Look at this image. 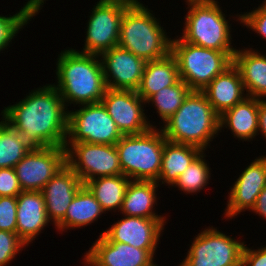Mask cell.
<instances>
[{
    "instance_id": "6da1fadb",
    "label": "cell",
    "mask_w": 266,
    "mask_h": 266,
    "mask_svg": "<svg viewBox=\"0 0 266 266\" xmlns=\"http://www.w3.org/2000/svg\"><path fill=\"white\" fill-rule=\"evenodd\" d=\"M40 87L4 107L1 118L32 147H65L69 110L53 84Z\"/></svg>"
},
{
    "instance_id": "7a4b0ae2",
    "label": "cell",
    "mask_w": 266,
    "mask_h": 266,
    "mask_svg": "<svg viewBox=\"0 0 266 266\" xmlns=\"http://www.w3.org/2000/svg\"><path fill=\"white\" fill-rule=\"evenodd\" d=\"M56 63V82L66 108L102 101L107 89L99 55L61 50Z\"/></svg>"
},
{
    "instance_id": "3957f363",
    "label": "cell",
    "mask_w": 266,
    "mask_h": 266,
    "mask_svg": "<svg viewBox=\"0 0 266 266\" xmlns=\"http://www.w3.org/2000/svg\"><path fill=\"white\" fill-rule=\"evenodd\" d=\"M219 118L202 91H191L181 107L159 127L167 141L207 151L220 132Z\"/></svg>"
},
{
    "instance_id": "277c9868",
    "label": "cell",
    "mask_w": 266,
    "mask_h": 266,
    "mask_svg": "<svg viewBox=\"0 0 266 266\" xmlns=\"http://www.w3.org/2000/svg\"><path fill=\"white\" fill-rule=\"evenodd\" d=\"M142 1L134 0L125 10L118 46L146 60H158L171 53L172 39L155 14Z\"/></svg>"
},
{
    "instance_id": "5b68a950",
    "label": "cell",
    "mask_w": 266,
    "mask_h": 266,
    "mask_svg": "<svg viewBox=\"0 0 266 266\" xmlns=\"http://www.w3.org/2000/svg\"><path fill=\"white\" fill-rule=\"evenodd\" d=\"M189 9L184 16L181 39L203 48L236 52L232 46L230 21L226 20L216 0H186Z\"/></svg>"
},
{
    "instance_id": "8992f818",
    "label": "cell",
    "mask_w": 266,
    "mask_h": 266,
    "mask_svg": "<svg viewBox=\"0 0 266 266\" xmlns=\"http://www.w3.org/2000/svg\"><path fill=\"white\" fill-rule=\"evenodd\" d=\"M156 128L139 135H123L115 144L122 173L127 178L158 181L166 138Z\"/></svg>"
},
{
    "instance_id": "52a82bcc",
    "label": "cell",
    "mask_w": 266,
    "mask_h": 266,
    "mask_svg": "<svg viewBox=\"0 0 266 266\" xmlns=\"http://www.w3.org/2000/svg\"><path fill=\"white\" fill-rule=\"evenodd\" d=\"M172 39L171 54L175 57L179 78L192 91H202L216 76L233 64L235 52H221Z\"/></svg>"
},
{
    "instance_id": "ba28073f",
    "label": "cell",
    "mask_w": 266,
    "mask_h": 266,
    "mask_svg": "<svg viewBox=\"0 0 266 266\" xmlns=\"http://www.w3.org/2000/svg\"><path fill=\"white\" fill-rule=\"evenodd\" d=\"M246 243L207 227L201 230L189 247L181 266H241Z\"/></svg>"
},
{
    "instance_id": "9c48e42d",
    "label": "cell",
    "mask_w": 266,
    "mask_h": 266,
    "mask_svg": "<svg viewBox=\"0 0 266 266\" xmlns=\"http://www.w3.org/2000/svg\"><path fill=\"white\" fill-rule=\"evenodd\" d=\"M134 0H98L92 8L80 53L100 55L118 46L121 21Z\"/></svg>"
},
{
    "instance_id": "30bf717a",
    "label": "cell",
    "mask_w": 266,
    "mask_h": 266,
    "mask_svg": "<svg viewBox=\"0 0 266 266\" xmlns=\"http://www.w3.org/2000/svg\"><path fill=\"white\" fill-rule=\"evenodd\" d=\"M68 111L66 143L87 142L115 145L122 134L102 102L78 106Z\"/></svg>"
},
{
    "instance_id": "8fae6325",
    "label": "cell",
    "mask_w": 266,
    "mask_h": 266,
    "mask_svg": "<svg viewBox=\"0 0 266 266\" xmlns=\"http://www.w3.org/2000/svg\"><path fill=\"white\" fill-rule=\"evenodd\" d=\"M66 164L85 184L105 176L122 175L115 145L87 142L65 143Z\"/></svg>"
},
{
    "instance_id": "7c38bea8",
    "label": "cell",
    "mask_w": 266,
    "mask_h": 266,
    "mask_svg": "<svg viewBox=\"0 0 266 266\" xmlns=\"http://www.w3.org/2000/svg\"><path fill=\"white\" fill-rule=\"evenodd\" d=\"M65 165V147H33L14 169L22 191H41Z\"/></svg>"
},
{
    "instance_id": "4fadbf2b",
    "label": "cell",
    "mask_w": 266,
    "mask_h": 266,
    "mask_svg": "<svg viewBox=\"0 0 266 266\" xmlns=\"http://www.w3.org/2000/svg\"><path fill=\"white\" fill-rule=\"evenodd\" d=\"M101 102L122 135H139L156 127L148 120L146 102L137 91L107 88Z\"/></svg>"
},
{
    "instance_id": "5bb4252c",
    "label": "cell",
    "mask_w": 266,
    "mask_h": 266,
    "mask_svg": "<svg viewBox=\"0 0 266 266\" xmlns=\"http://www.w3.org/2000/svg\"><path fill=\"white\" fill-rule=\"evenodd\" d=\"M106 87L114 90L137 91L147 61L119 46L99 55Z\"/></svg>"
},
{
    "instance_id": "9a60e30c",
    "label": "cell",
    "mask_w": 266,
    "mask_h": 266,
    "mask_svg": "<svg viewBox=\"0 0 266 266\" xmlns=\"http://www.w3.org/2000/svg\"><path fill=\"white\" fill-rule=\"evenodd\" d=\"M241 172L233 187L230 186L231 190L228 193V201L224 211L226 220L254 208L258 195L266 186V155L256 157Z\"/></svg>"
},
{
    "instance_id": "2e32d148",
    "label": "cell",
    "mask_w": 266,
    "mask_h": 266,
    "mask_svg": "<svg viewBox=\"0 0 266 266\" xmlns=\"http://www.w3.org/2000/svg\"><path fill=\"white\" fill-rule=\"evenodd\" d=\"M157 249H139L127 243L99 238L84 253V266H148Z\"/></svg>"
},
{
    "instance_id": "e0dca14e",
    "label": "cell",
    "mask_w": 266,
    "mask_h": 266,
    "mask_svg": "<svg viewBox=\"0 0 266 266\" xmlns=\"http://www.w3.org/2000/svg\"><path fill=\"white\" fill-rule=\"evenodd\" d=\"M123 217L101 234L109 241L127 243L135 248L157 249L168 219H147L125 215Z\"/></svg>"
},
{
    "instance_id": "ac0fdd59",
    "label": "cell",
    "mask_w": 266,
    "mask_h": 266,
    "mask_svg": "<svg viewBox=\"0 0 266 266\" xmlns=\"http://www.w3.org/2000/svg\"><path fill=\"white\" fill-rule=\"evenodd\" d=\"M82 185L78 175L66 164L42 188L51 224L56 226L65 217L68 206Z\"/></svg>"
},
{
    "instance_id": "d6986e66",
    "label": "cell",
    "mask_w": 266,
    "mask_h": 266,
    "mask_svg": "<svg viewBox=\"0 0 266 266\" xmlns=\"http://www.w3.org/2000/svg\"><path fill=\"white\" fill-rule=\"evenodd\" d=\"M16 233L29 246L48 226L45 199L41 191H22L17 196Z\"/></svg>"
},
{
    "instance_id": "ffe728a7",
    "label": "cell",
    "mask_w": 266,
    "mask_h": 266,
    "mask_svg": "<svg viewBox=\"0 0 266 266\" xmlns=\"http://www.w3.org/2000/svg\"><path fill=\"white\" fill-rule=\"evenodd\" d=\"M202 92L219 116L247 97L241 74L234 64L216 76Z\"/></svg>"
},
{
    "instance_id": "44dd1931",
    "label": "cell",
    "mask_w": 266,
    "mask_h": 266,
    "mask_svg": "<svg viewBox=\"0 0 266 266\" xmlns=\"http://www.w3.org/2000/svg\"><path fill=\"white\" fill-rule=\"evenodd\" d=\"M253 48L236 49L233 64L238 68L248 97L266 98V55Z\"/></svg>"
},
{
    "instance_id": "7402d4cb",
    "label": "cell",
    "mask_w": 266,
    "mask_h": 266,
    "mask_svg": "<svg viewBox=\"0 0 266 266\" xmlns=\"http://www.w3.org/2000/svg\"><path fill=\"white\" fill-rule=\"evenodd\" d=\"M259 99L246 97L242 102L225 111L219 118L220 133L222 128L229 129L237 139L252 141L258 135Z\"/></svg>"
},
{
    "instance_id": "603a6c76",
    "label": "cell",
    "mask_w": 266,
    "mask_h": 266,
    "mask_svg": "<svg viewBox=\"0 0 266 266\" xmlns=\"http://www.w3.org/2000/svg\"><path fill=\"white\" fill-rule=\"evenodd\" d=\"M158 186L155 181L131 180L125 193L120 213L130 217L147 219H166L154 211L157 206Z\"/></svg>"
},
{
    "instance_id": "cb8c5ba5",
    "label": "cell",
    "mask_w": 266,
    "mask_h": 266,
    "mask_svg": "<svg viewBox=\"0 0 266 266\" xmlns=\"http://www.w3.org/2000/svg\"><path fill=\"white\" fill-rule=\"evenodd\" d=\"M105 213L89 188L83 184L66 210L65 217L55 226L59 232L92 225Z\"/></svg>"
},
{
    "instance_id": "d4e9b609",
    "label": "cell",
    "mask_w": 266,
    "mask_h": 266,
    "mask_svg": "<svg viewBox=\"0 0 266 266\" xmlns=\"http://www.w3.org/2000/svg\"><path fill=\"white\" fill-rule=\"evenodd\" d=\"M202 152L203 150L196 146L166 140L163 146L162 166L157 183L169 187L173 186L179 176Z\"/></svg>"
},
{
    "instance_id": "484cf974",
    "label": "cell",
    "mask_w": 266,
    "mask_h": 266,
    "mask_svg": "<svg viewBox=\"0 0 266 266\" xmlns=\"http://www.w3.org/2000/svg\"><path fill=\"white\" fill-rule=\"evenodd\" d=\"M179 79L176 59L170 53L162 59L147 61L137 93L146 102L153 94L174 85Z\"/></svg>"
},
{
    "instance_id": "4316f807",
    "label": "cell",
    "mask_w": 266,
    "mask_h": 266,
    "mask_svg": "<svg viewBox=\"0 0 266 266\" xmlns=\"http://www.w3.org/2000/svg\"><path fill=\"white\" fill-rule=\"evenodd\" d=\"M131 179L125 175L105 176L89 180L85 185L100 203L102 210L118 212Z\"/></svg>"
},
{
    "instance_id": "83f0119b",
    "label": "cell",
    "mask_w": 266,
    "mask_h": 266,
    "mask_svg": "<svg viewBox=\"0 0 266 266\" xmlns=\"http://www.w3.org/2000/svg\"><path fill=\"white\" fill-rule=\"evenodd\" d=\"M46 0H28L16 14L6 16L0 15V52L8 49L13 39L31 19L39 14ZM8 16V17H7Z\"/></svg>"
},
{
    "instance_id": "f1b7e54d",
    "label": "cell",
    "mask_w": 266,
    "mask_h": 266,
    "mask_svg": "<svg viewBox=\"0 0 266 266\" xmlns=\"http://www.w3.org/2000/svg\"><path fill=\"white\" fill-rule=\"evenodd\" d=\"M32 148L6 121H0V168H14Z\"/></svg>"
},
{
    "instance_id": "f546056e",
    "label": "cell",
    "mask_w": 266,
    "mask_h": 266,
    "mask_svg": "<svg viewBox=\"0 0 266 266\" xmlns=\"http://www.w3.org/2000/svg\"><path fill=\"white\" fill-rule=\"evenodd\" d=\"M192 90L188 85L179 79L174 85L167 86L153 94L146 104L154 105L156 113L163 123L168 120L183 104L185 98Z\"/></svg>"
},
{
    "instance_id": "4dcf8cb0",
    "label": "cell",
    "mask_w": 266,
    "mask_h": 266,
    "mask_svg": "<svg viewBox=\"0 0 266 266\" xmlns=\"http://www.w3.org/2000/svg\"><path fill=\"white\" fill-rule=\"evenodd\" d=\"M205 154L203 151L179 176L172 187H177L178 190L186 194L200 193L209 184L211 177V168L205 160Z\"/></svg>"
},
{
    "instance_id": "1f68e13d",
    "label": "cell",
    "mask_w": 266,
    "mask_h": 266,
    "mask_svg": "<svg viewBox=\"0 0 266 266\" xmlns=\"http://www.w3.org/2000/svg\"><path fill=\"white\" fill-rule=\"evenodd\" d=\"M27 245L17 233L0 230V266H7Z\"/></svg>"
},
{
    "instance_id": "d6a6232c",
    "label": "cell",
    "mask_w": 266,
    "mask_h": 266,
    "mask_svg": "<svg viewBox=\"0 0 266 266\" xmlns=\"http://www.w3.org/2000/svg\"><path fill=\"white\" fill-rule=\"evenodd\" d=\"M236 16V17H235ZM234 16V19L237 18L236 21L240 22V24H243V26H246L247 29H251L255 33L258 34V36L263 37L266 40V9L258 6L257 8H253V10L249 12H244L242 14H236Z\"/></svg>"
},
{
    "instance_id": "836d02e7",
    "label": "cell",
    "mask_w": 266,
    "mask_h": 266,
    "mask_svg": "<svg viewBox=\"0 0 266 266\" xmlns=\"http://www.w3.org/2000/svg\"><path fill=\"white\" fill-rule=\"evenodd\" d=\"M17 197H0V230L16 233Z\"/></svg>"
},
{
    "instance_id": "e575fe53",
    "label": "cell",
    "mask_w": 266,
    "mask_h": 266,
    "mask_svg": "<svg viewBox=\"0 0 266 266\" xmlns=\"http://www.w3.org/2000/svg\"><path fill=\"white\" fill-rule=\"evenodd\" d=\"M22 192L14 168H0V197H17Z\"/></svg>"
},
{
    "instance_id": "d590c367",
    "label": "cell",
    "mask_w": 266,
    "mask_h": 266,
    "mask_svg": "<svg viewBox=\"0 0 266 266\" xmlns=\"http://www.w3.org/2000/svg\"><path fill=\"white\" fill-rule=\"evenodd\" d=\"M241 266H266V246L257 249L247 247L245 244Z\"/></svg>"
},
{
    "instance_id": "8d00e7d4",
    "label": "cell",
    "mask_w": 266,
    "mask_h": 266,
    "mask_svg": "<svg viewBox=\"0 0 266 266\" xmlns=\"http://www.w3.org/2000/svg\"><path fill=\"white\" fill-rule=\"evenodd\" d=\"M258 132V135L261 133L266 139V99H259Z\"/></svg>"
},
{
    "instance_id": "74e56055",
    "label": "cell",
    "mask_w": 266,
    "mask_h": 266,
    "mask_svg": "<svg viewBox=\"0 0 266 266\" xmlns=\"http://www.w3.org/2000/svg\"><path fill=\"white\" fill-rule=\"evenodd\" d=\"M251 211L266 220V186L258 195L256 204Z\"/></svg>"
},
{
    "instance_id": "f35d334b",
    "label": "cell",
    "mask_w": 266,
    "mask_h": 266,
    "mask_svg": "<svg viewBox=\"0 0 266 266\" xmlns=\"http://www.w3.org/2000/svg\"><path fill=\"white\" fill-rule=\"evenodd\" d=\"M155 260H153L148 266H159L158 264H156V262H154Z\"/></svg>"
},
{
    "instance_id": "ab89813d",
    "label": "cell",
    "mask_w": 266,
    "mask_h": 266,
    "mask_svg": "<svg viewBox=\"0 0 266 266\" xmlns=\"http://www.w3.org/2000/svg\"><path fill=\"white\" fill-rule=\"evenodd\" d=\"M261 5V7H263V8H265L266 9V0H264L263 1V3L262 4H260Z\"/></svg>"
}]
</instances>
